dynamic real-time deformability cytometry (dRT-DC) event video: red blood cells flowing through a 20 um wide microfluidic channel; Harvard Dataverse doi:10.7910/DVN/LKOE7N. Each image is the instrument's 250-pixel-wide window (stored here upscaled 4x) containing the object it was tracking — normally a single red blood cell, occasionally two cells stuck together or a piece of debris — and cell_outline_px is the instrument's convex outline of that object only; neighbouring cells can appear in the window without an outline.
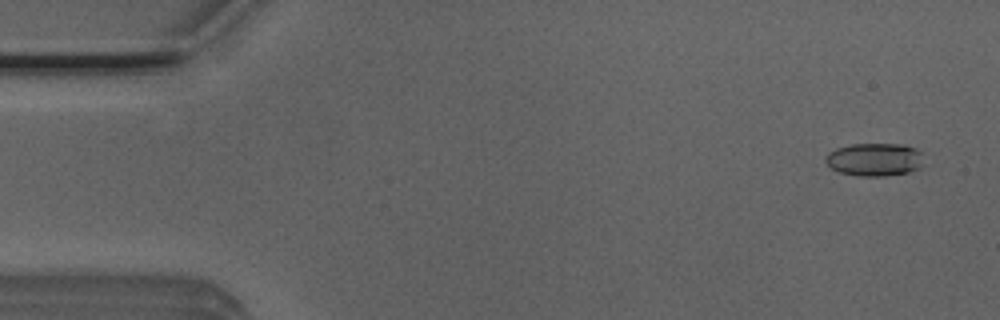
{"species": "Egyptian fruit bat (a non-hibernating species)", "species_latin": "Rousettus aegyptiacus", "temperature_condition": "room temperature", "stored_images_in_passage": 52, "camera_frame_rate_fps": 3000, "um_per_image_px": 0.085, "animal": {"sex": "male"}, "frame": {"image": 1, "passage_image": 3, "time_ms": 0.667, "image_size_px": [1000, 320], "cell_outline_px": [[920, 168], [908, 172], [884, 176], [856, 176], [840, 172], [832, 168], [824, 160], [828, 152], [836, 148], [852, 144], [904, 144], [916, 148], [920, 152]], "centroid_in_image_um": [74.3, 13.55], "position_along_channel_um": 10.7, "area_um2": 18.79}}
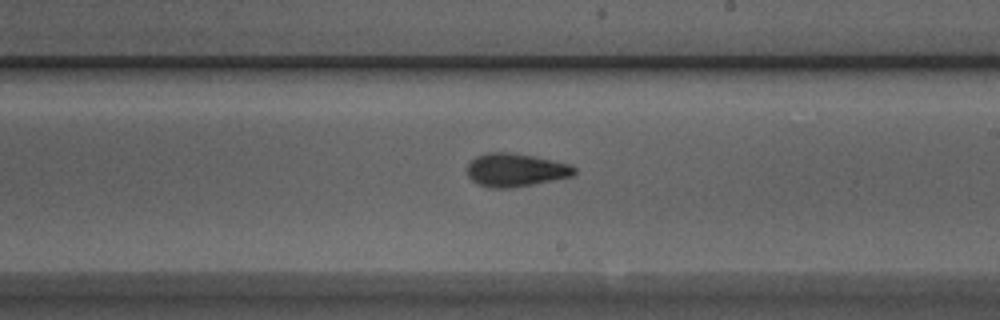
{"frame": {"image": 2, "passage_image": 30, "time_ms": 9.667, "image_size_px": [1000, 320], "cell_outline_px": [[576, 172], [572, 176], [532, 184], [508, 188], [488, 188], [472, 180], [468, 176], [468, 164], [476, 156], [488, 152], [508, 152], [536, 156], [572, 164], [576, 168]], "centroid_in_image_um": [43.84, 14.43], "position_along_channel_um": 245.2, "area_um2": 20.75}}
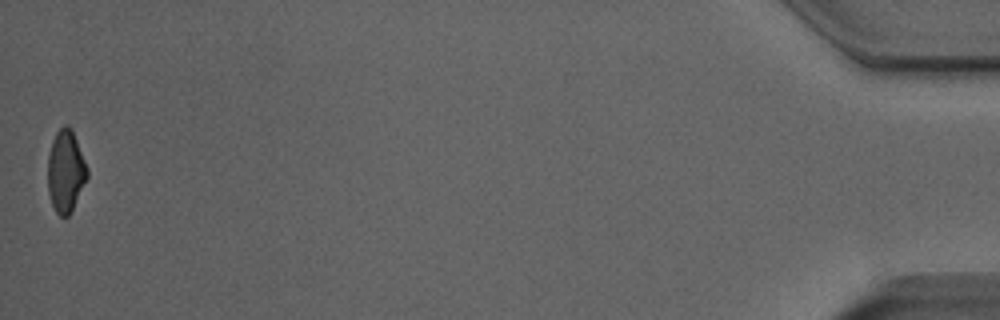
{"frame": {"image": 3, "passage_image": 52, "time_ms": 17.0, "image_size_px": [1000, 320], "cell_outline_px": [[88, 176], [68, 216], [60, 216], [56, 212], [52, 204], [48, 192], [48, 156], [52, 140], [56, 132], [64, 124], [68, 124], [72, 128], [88, 168]], "centroid_in_image_um": [5.58, 14.5], "position_along_channel_um": 429.6, "area_um2": 18.79}, "authors_computed_cell_mechanics": {"area_um2": 19.7387, "velocity_mm_per_s": 3.9288, "shape_relaxation_time_tau1_ms": 3.8658, "shape_relaxation_time_tau2_ms": 1.8426, "deformation_change_tau1": 0.1781, "deformation_change_tau2": 0.0922}}